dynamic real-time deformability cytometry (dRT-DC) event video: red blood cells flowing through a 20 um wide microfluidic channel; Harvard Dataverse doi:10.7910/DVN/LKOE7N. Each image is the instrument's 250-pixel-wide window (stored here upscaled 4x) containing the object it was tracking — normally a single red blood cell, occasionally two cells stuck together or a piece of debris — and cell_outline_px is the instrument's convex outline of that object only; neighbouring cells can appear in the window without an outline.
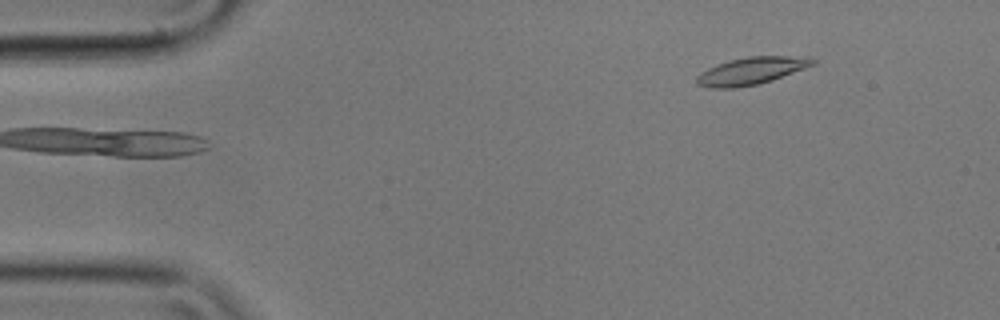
{"species": "common noctule bat (a hibernating species)", "species_latin": "Nyctalus noctula", "temperature_condition": "cold", "stored_images_in_passage": 50, "camera_frame_rate_fps": 3000, "um_per_image_px": 0.085, "animal": {"sex": "male", "body_mass_g": 17.9}, "frame": {"image": 1, "passage_image": 1, "time_ms": 0.0, "image_size_px": [1000, 320], "cell_outline_px": [[816, 64], [772, 80], [760, 84], [736, 88], [708, 88], [696, 84], [696, 76], [700, 72], [708, 68], [732, 60], [748, 56], [808, 56], [816, 60]], "centroid_in_image_um": [63.88, 6.03], "position_along_channel_um": 21.1, "area_um2": 18.55}}
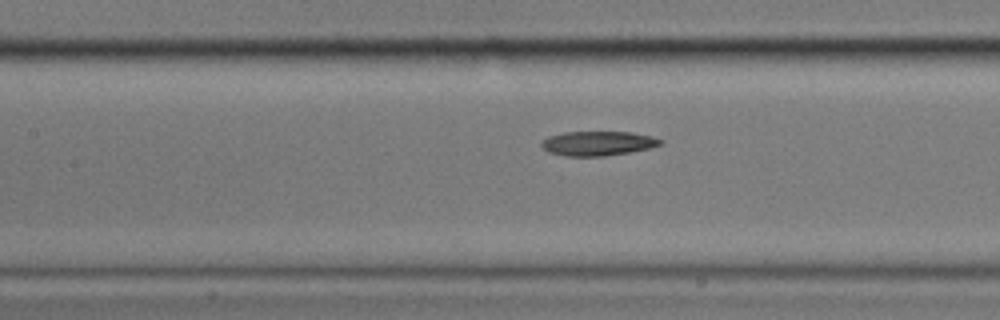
{"frame": {"image": 2, "passage_image": 19, "time_ms": 6.0, "image_size_px": [1000, 320], "cell_outline_px": [[664, 144], [648, 148], [628, 152], [604, 156], [564, 156], [548, 152], [540, 144], [548, 136], [564, 132], [632, 132], [652, 136], [664, 140]], "centroid_in_image_um": [50.84, 12.18], "position_along_channel_um": 156.6, "area_um2": 16.94}}
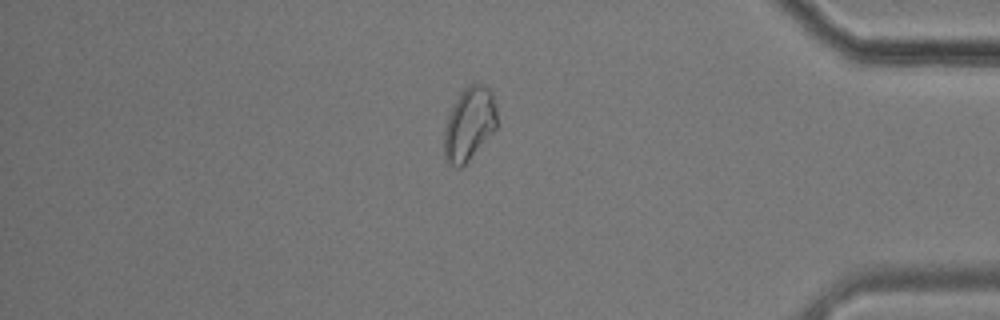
{"frame": {"image": 3, "passage_image": 42, "time_ms": 13.667, "image_size_px": [1000, 320], "cell_outline_px": [[496, 128], [468, 160], [460, 168], [456, 168], [448, 164], [444, 160], [444, 128], [448, 116], [460, 92], [468, 84], [484, 84], [492, 92], [496, 104]], "centroid_in_image_um": [39.87, 10.53], "position_along_channel_um": 395.3, "area_um2": 22.48}, "authors_computed_cell_mechanics": {"area_um2": 18.0625, "velocity_mm_per_s": 3.5262, "shape_relaxation_time_tau1_ms": 7.277, "shape_relaxation_time_tau2_ms": null, "deformation_change_tau1": 0.1559, "deformation_change_tau2": null}}